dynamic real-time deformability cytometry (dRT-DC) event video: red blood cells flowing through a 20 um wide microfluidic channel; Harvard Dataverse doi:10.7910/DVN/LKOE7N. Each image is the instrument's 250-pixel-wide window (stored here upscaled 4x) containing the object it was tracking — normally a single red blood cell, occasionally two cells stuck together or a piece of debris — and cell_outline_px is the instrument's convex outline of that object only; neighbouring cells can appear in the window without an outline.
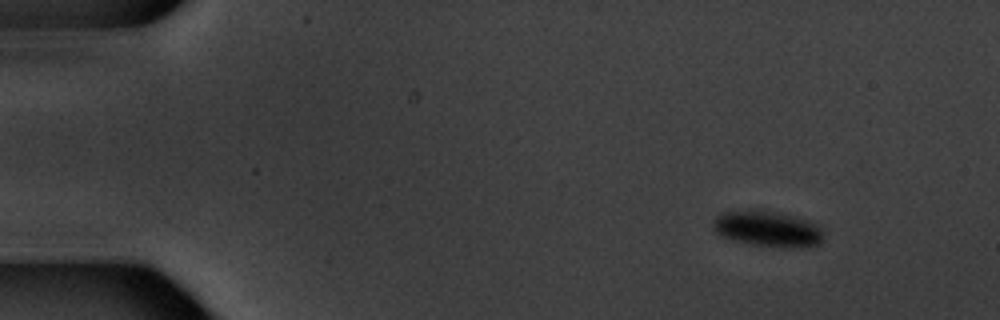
{"species": "common noctule bat (a hibernating species)", "species_latin": "Nyctalus noctula", "temperature_condition": "warm", "stored_images_in_passage": 5, "camera_frame_rate_fps": 3000, "um_per_image_px": 0.085, "animal": {"sex": "male", "body_mass_g": 20.1, "forearm_length_mm": 53.5}, "frame": {"image": 1, "passage_image": 1, "time_ms": 0.0, "image_size_px": [1000, 320], "cell_outline_px": [[824, 236], [816, 244], [752, 244], [720, 236], [712, 228], [712, 220], [716, 216], [724, 212], [776, 212], [808, 220], [816, 224], [820, 228]], "centroid_in_image_um": [65.16, 19.41], "position_along_channel_um": 19.8, "area_um2": 21.27}}
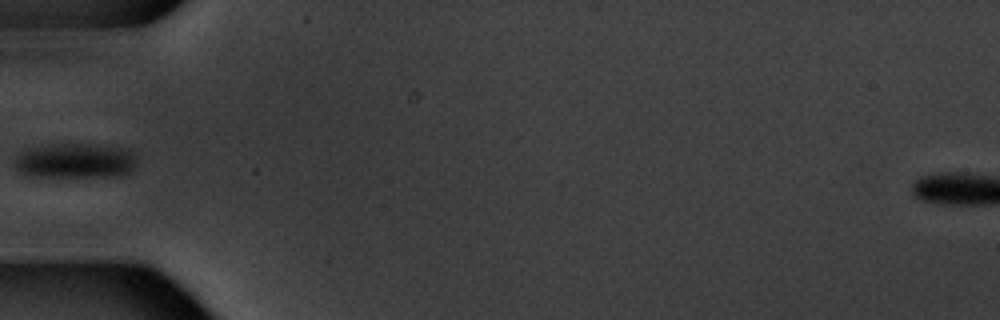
{"frame": {"image": 2, "passage_image": 5, "time_ms": 4.667, "image_size_px": [1000, 320], "cell_outline_px": [[136, 156], [132, 168], [128, 172], [120, 176], [68, 180], [24, 176], [16, 168], [16, 156], [32, 148], [52, 144], [96, 144], [120, 148], [132, 152]], "centroid_in_image_um": [6.37, 13.74], "position_along_channel_um": 78.6, "area_um2": 25.84}}